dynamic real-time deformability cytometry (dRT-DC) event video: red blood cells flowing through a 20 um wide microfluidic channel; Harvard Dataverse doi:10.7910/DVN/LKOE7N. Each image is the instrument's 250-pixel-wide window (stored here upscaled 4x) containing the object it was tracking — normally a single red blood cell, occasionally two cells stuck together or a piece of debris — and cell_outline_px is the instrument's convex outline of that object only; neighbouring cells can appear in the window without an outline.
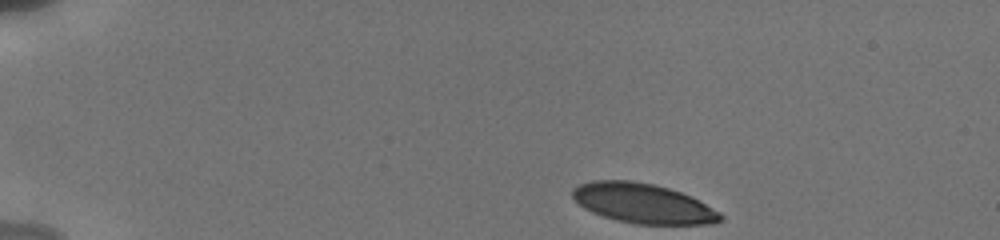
{"species": "human", "species_latin": "Homo sapiens", "temperature_condition": "cold", "stored_images_in_passage": 50, "camera_frame_rate_fps": 3000, "um_per_image_px": 0.085, "donor": {"sex": "male"}, "frame": {"image": 1, "passage_image": 1, "time_ms": 0.0, "image_size_px": [1000, 240], "cell_outline_px": [[724, 220], [712, 224], [636, 224], [616, 220], [592, 212], [584, 208], [572, 196], [572, 188], [580, 184], [592, 180], [632, 180], [652, 184], [668, 188], [680, 192], [720, 212], [724, 216]], "centroid_in_image_um": [54.64, 17.29], "position_along_channel_um": 30.4, "area_um2": 34.04}}
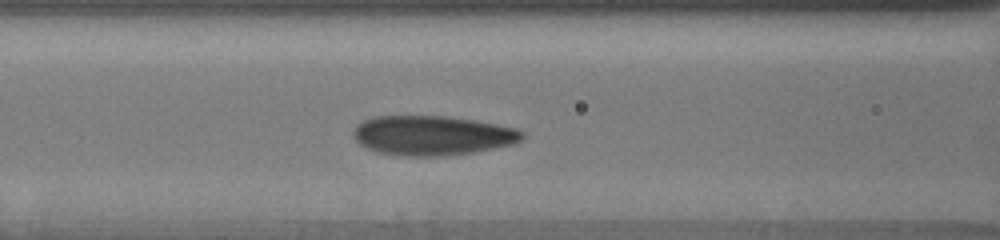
{"frame": {"image": 2, "passage_image": 19, "time_ms": 5.0, "image_size_px": [1000, 240], "cell_outline_px": [[524, 136], [520, 140], [512, 144], [472, 152], [444, 156], [400, 156], [376, 152], [360, 144], [352, 136], [352, 132], [356, 124], [364, 120], [376, 116], [444, 116], [472, 120], [496, 124], [516, 128], [524, 132]], "centroid_in_image_um": [36.69, 11.51], "position_along_channel_um": 129.9, "area_um2": 38.9}}
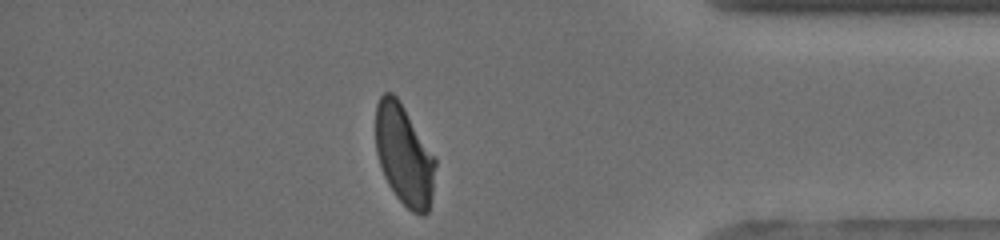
{"frame": {"image": 3, "passage_image": 45, "time_ms": 12.667, "image_size_px": [1000, 240], "cell_outline_px": [[436, 164], [432, 192], [428, 212], [424, 216], [420, 216], [412, 212], [396, 196], [388, 184], [384, 176], [376, 152], [376, 104], [380, 96], [384, 92], [392, 92], [400, 100], [436, 156]], "centroid_in_image_um": [34.36, 13.16], "position_along_channel_um": 400.8, "area_um2": 35.26}, "authors_computed_cell_mechanics": {"area_um2": 38.0613, "velocity_mm_per_s": 3.8254, "shape_relaxation_time_tau1_ms": 3.9827, "shape_relaxation_time_tau2_ms": 0.9381, "deformation_change_tau1": 0.1522, "deformation_change_tau2": 0.0629}}